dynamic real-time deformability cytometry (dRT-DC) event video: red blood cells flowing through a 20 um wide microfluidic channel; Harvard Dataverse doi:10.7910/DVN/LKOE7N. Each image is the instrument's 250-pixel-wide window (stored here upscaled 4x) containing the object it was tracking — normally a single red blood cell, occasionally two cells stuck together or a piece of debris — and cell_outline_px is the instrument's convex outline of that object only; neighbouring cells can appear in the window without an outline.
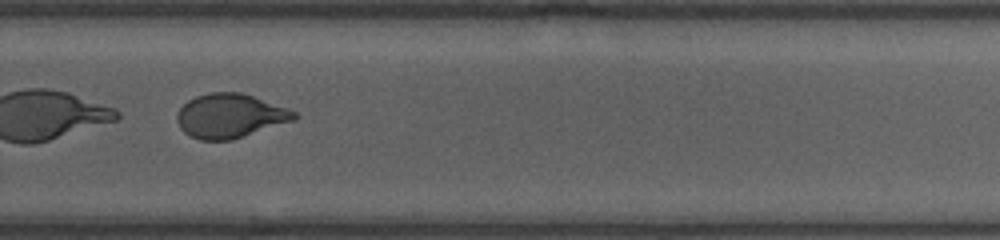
{"species": "human", "species_latin": "Homo sapiens", "temperature_condition": "room temperature", "stored_images_in_passage": 45, "camera_frame_rate_fps": 3000, "um_per_image_px": 0.085, "donor": {"sex": "female"}, "frame": {"image": 1, "passage_image": 27, "time_ms": 6.667, "image_size_px": [1000, 240], "cell_outline_px": [[300, 116], [296, 120], [228, 140], [200, 140], [184, 132], [180, 128], [176, 120], [176, 116], [180, 108], [188, 100], [196, 96], [212, 92], [240, 92], [288, 108], [296, 112]], "centroid_in_image_um": [19.56, 9.84], "position_along_channel_um": 310.2, "area_um2": 29.94}, "authors_computed_cell_mechanics": {"area_um2": 30.634, "velocity_mm_per_s": 3.7934, "shape_relaxation_time_tau1_ms": 0.3987, "shape_relaxation_time_tau2_ms": 0.8472, "deformation_change_tau1": 0.2877, "deformation_change_tau2": 0.0624}}